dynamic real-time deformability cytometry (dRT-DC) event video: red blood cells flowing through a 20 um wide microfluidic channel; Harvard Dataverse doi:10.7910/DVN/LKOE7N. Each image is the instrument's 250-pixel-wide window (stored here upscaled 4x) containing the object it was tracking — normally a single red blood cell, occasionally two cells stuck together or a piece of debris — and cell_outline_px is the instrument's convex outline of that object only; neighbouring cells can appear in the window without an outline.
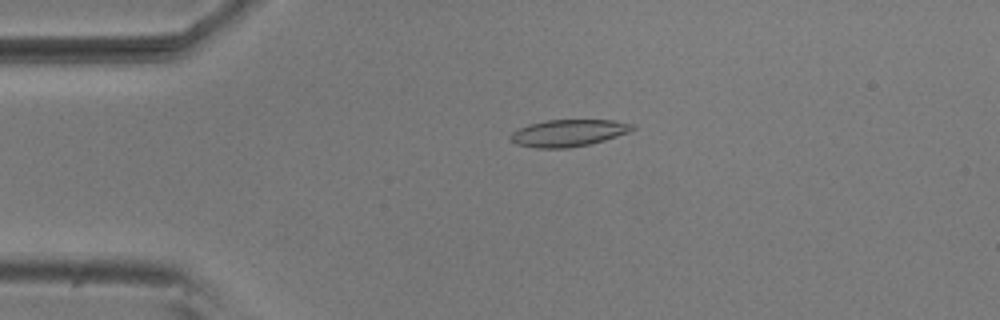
{"species": "common noctule bat (a hibernating species)", "species_latin": "Nyctalus noctula", "temperature_condition": "room temperature", "stored_images_in_passage": 33, "camera_frame_rate_fps": 3000, "um_per_image_px": 0.085, "animal": {"sex": "male", "body_mass_g": 20.5, "forearm_length_mm": 52.5}, "frame": {"image": 1, "passage_image": 9, "time_ms": 2.667, "image_size_px": [1000, 320], "cell_outline_px": [[636, 128], [628, 132], [604, 140], [588, 144], [568, 148], [536, 148], [516, 144], [508, 136], [512, 132], [528, 124], [548, 120], [612, 120], [636, 124]], "centroid_in_image_um": [48.31, 11.3], "position_along_channel_um": 36.7, "area_um2": 19.07}}
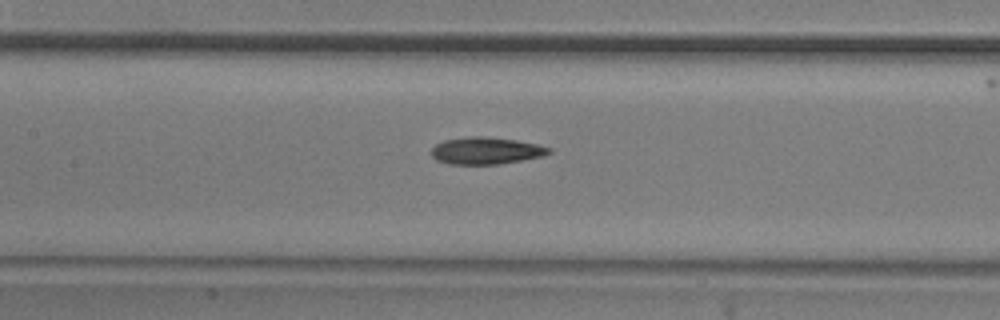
{"frame": {"image": 2, "passage_image": 22, "time_ms": 7.0, "image_size_px": [1000, 320], "cell_outline_px": [[552, 152], [544, 156], [496, 164], [448, 164], [436, 160], [432, 156], [432, 148], [436, 144], [444, 140], [468, 136], [488, 136], [516, 140], [536, 144], [552, 148]], "centroid_in_image_um": [41.31, 12.8], "position_along_channel_um": 166.1, "area_um2": 18.55}}
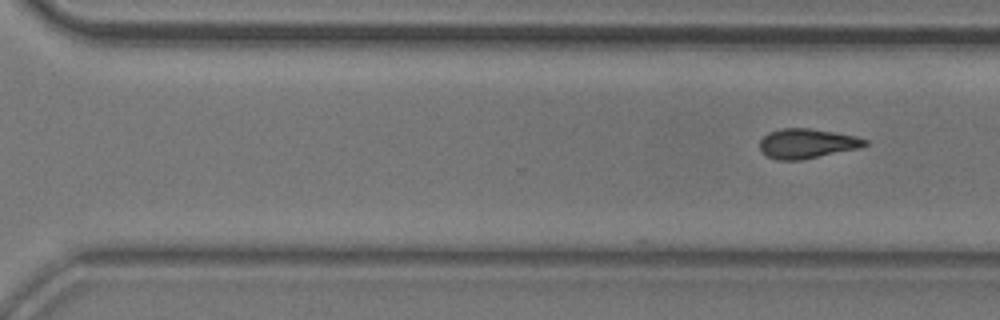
{"frame": {"image": 3, "passage_image": 33, "time_ms": 10.667, "image_size_px": [1000, 320], "cell_outline_px": [[868, 144], [860, 148], [800, 160], [776, 160], [760, 152], [760, 140], [768, 132], [780, 128], [812, 128], [856, 136], [868, 140]], "centroid_in_image_um": [68.58, 12.19], "position_along_channel_um": 302.0, "area_um2": 18.32}}